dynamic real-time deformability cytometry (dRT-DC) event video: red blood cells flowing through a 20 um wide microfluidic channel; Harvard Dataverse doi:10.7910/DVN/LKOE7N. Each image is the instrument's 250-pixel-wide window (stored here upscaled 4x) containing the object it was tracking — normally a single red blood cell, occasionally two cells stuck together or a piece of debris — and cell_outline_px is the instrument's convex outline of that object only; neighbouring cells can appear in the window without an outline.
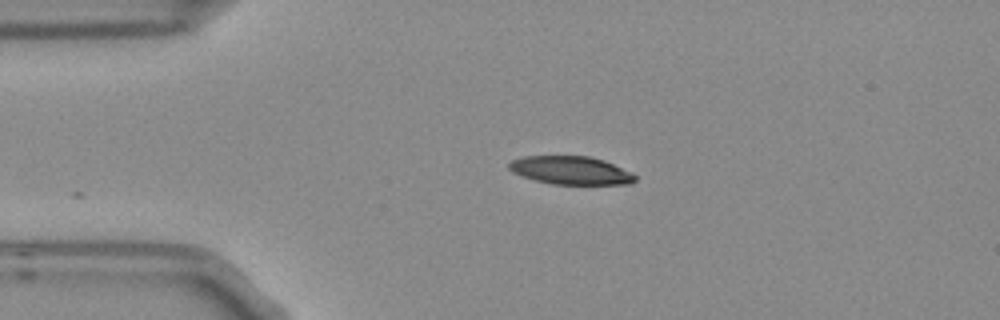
{"species": "Egyptian fruit bat (a non-hibernating species)", "species_latin": "Rousettus aegyptiacus", "temperature_condition": "room temperature", "stored_images_in_passage": 2, "camera_frame_rate_fps": 3000, "um_per_image_px": 0.085, "frame": {"image": 1, "passage_image": 2, "time_ms": 0.333, "image_size_px": [1000, 320], "cell_outline_px": [[636, 180], [628, 184], [552, 184], [536, 180], [512, 172], [508, 168], [508, 164], [512, 160], [524, 156], [588, 156], [604, 160], [632, 172], [636, 176]], "centroid_in_image_um": [48.53, 14.47], "position_along_channel_um": 36.5, "area_um2": 20.63}}